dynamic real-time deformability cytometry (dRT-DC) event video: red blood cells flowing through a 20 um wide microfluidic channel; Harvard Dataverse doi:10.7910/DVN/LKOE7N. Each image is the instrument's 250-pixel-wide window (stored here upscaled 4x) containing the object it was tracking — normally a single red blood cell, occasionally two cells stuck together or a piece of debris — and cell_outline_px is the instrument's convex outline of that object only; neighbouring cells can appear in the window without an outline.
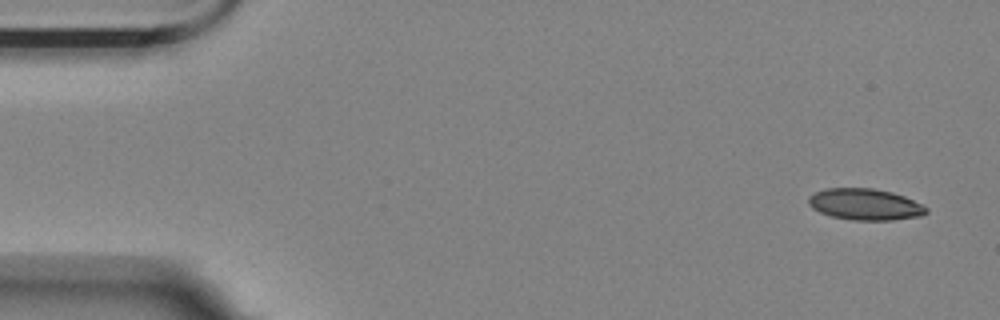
{"species": "Egyptian fruit bat (a non-hibernating species)", "species_latin": "Rousettus aegyptiacus", "temperature_condition": "room temperature", "stored_images_in_passage": 6, "camera_frame_rate_fps": 3000, "um_per_image_px": 0.085, "animal": {"sex": "female"}, "frame": {"image": 1, "passage_image": 1, "time_ms": 0.0, "image_size_px": [1000, 320], "cell_outline_px": [[928, 212], [920, 216], [892, 220], [852, 220], [832, 216], [820, 212], [812, 208], [808, 204], [808, 196], [824, 188], [872, 188], [892, 192], [904, 196], [928, 208]], "centroid_in_image_um": [73.51, 17.37], "position_along_channel_um": 11.5, "area_um2": 21.5}}
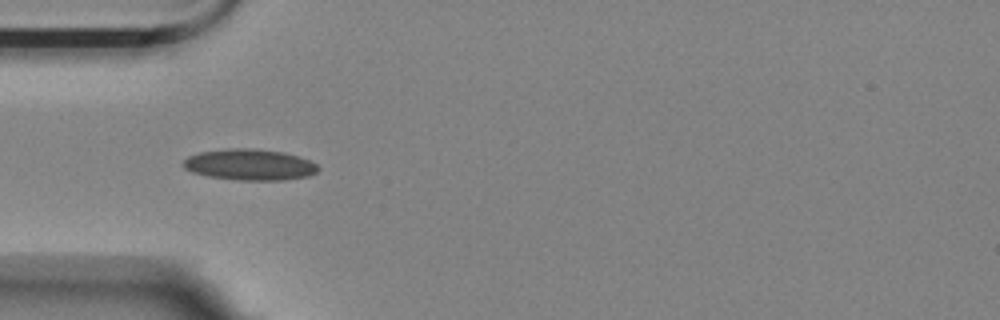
{"frame": {"image": 2, "passage_image": 5, "time_ms": 1.333, "image_size_px": [1000, 320], "cell_outline_px": [[320, 168], [316, 172], [308, 176], [284, 180], [240, 180], [208, 176], [192, 172], [184, 168], [180, 164], [188, 156], [200, 152], [228, 148], [256, 148], [284, 152], [308, 160], [316, 164]], "centroid_in_image_um": [21.2, 13.99], "position_along_channel_um": 63.8, "area_um2": 24.51}}
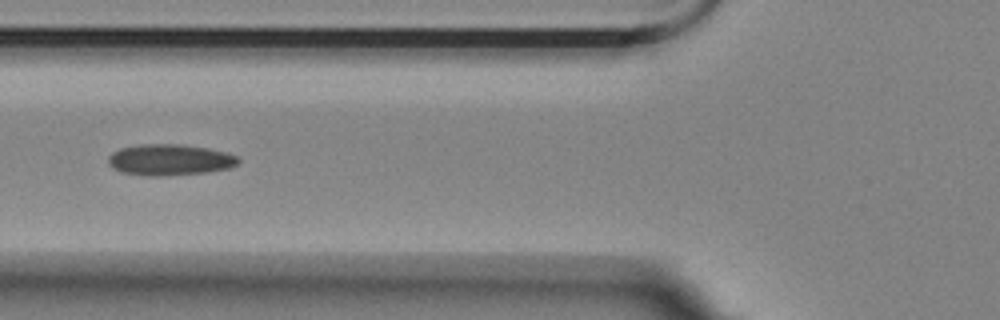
{"frame": {"image": 3, "passage_image": 6, "time_ms": 1.667, "image_size_px": [1000, 320], "cell_outline_px": [[240, 160], [236, 164], [228, 168], [208, 172], [164, 176], [148, 176], [120, 172], [112, 168], [108, 164], [108, 156], [112, 152], [120, 148], [140, 144], [176, 144], [208, 148], [228, 152], [236, 156]], "centroid_in_image_um": [14.39, 13.58], "position_along_channel_um": 111.4, "area_um2": 23.76}}